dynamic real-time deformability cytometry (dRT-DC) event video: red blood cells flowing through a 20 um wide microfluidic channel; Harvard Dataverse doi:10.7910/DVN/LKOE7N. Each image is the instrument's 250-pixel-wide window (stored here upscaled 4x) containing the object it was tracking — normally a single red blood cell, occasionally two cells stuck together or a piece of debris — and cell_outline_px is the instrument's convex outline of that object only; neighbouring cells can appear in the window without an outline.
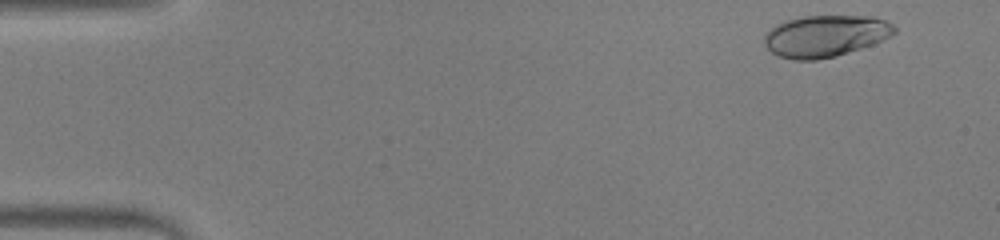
{"species": "human", "species_latin": "Homo sapiens", "temperature_condition": "warm", "stored_images_in_passage": 51, "camera_frame_rate_fps": 3000, "um_per_image_px": 0.085, "donor": {"sex": "male"}, "frame": {"image": 1, "passage_image": 3, "time_ms": 0.667, "image_size_px": [1000, 240], "cell_outline_px": [[896, 32], [892, 36], [872, 44], [836, 56], [816, 60], [792, 60], [780, 56], [772, 52], [764, 44], [764, 36], [776, 24], [784, 20], [804, 16], [872, 16], [884, 20], [892, 24], [896, 28]], "centroid_in_image_um": [70.16, 3.05], "position_along_channel_um": 14.8, "area_um2": 31.56}}
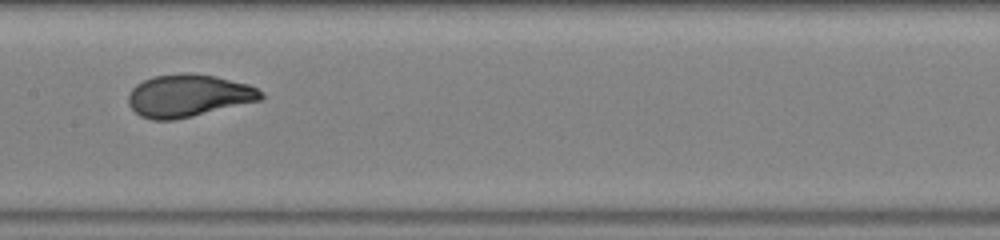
{"frame": {"image": 2, "passage_image": 26, "time_ms": 8.333, "image_size_px": [1000, 240], "cell_outline_px": [[264, 100], [176, 120], [152, 120], [140, 116], [128, 104], [128, 96], [132, 88], [136, 84], [152, 76], [188, 72], [192, 72], [216, 76], [248, 84], [264, 92]], "centroid_in_image_um": [16.05, 8.13], "position_along_channel_um": 191.4, "area_um2": 33.29}}
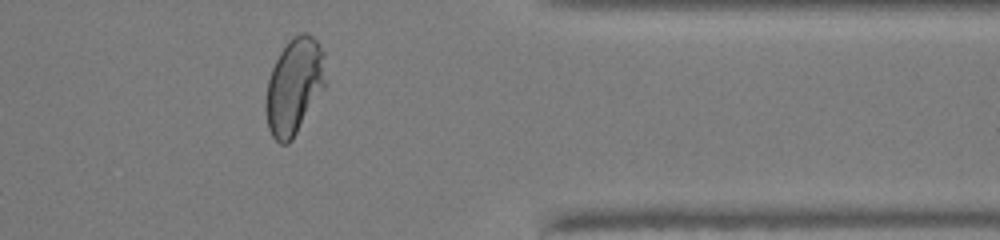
{"frame": {"image": 3, "passage_image": 42, "time_ms": 13.667, "image_size_px": [1000, 240], "cell_outline_px": [[324, 88], [292, 140], [288, 144], [280, 144], [272, 136], [268, 128], [264, 108], [264, 100], [268, 80], [272, 68], [280, 52], [300, 32], [308, 32], [316, 40], [324, 52]], "centroid_in_image_um": [24.98, 7.36], "position_along_channel_um": 386.4, "area_um2": 33.23}, "authors_computed_cell_mechanics": {"area_um2": 32.657, "velocity_mm_per_s": 3.9388, "shape_relaxation_time_tau1_ms": 5.2994, "shape_relaxation_time_tau2_ms": null, "deformation_change_tau1": 0.242, "deformation_change_tau2": null}}